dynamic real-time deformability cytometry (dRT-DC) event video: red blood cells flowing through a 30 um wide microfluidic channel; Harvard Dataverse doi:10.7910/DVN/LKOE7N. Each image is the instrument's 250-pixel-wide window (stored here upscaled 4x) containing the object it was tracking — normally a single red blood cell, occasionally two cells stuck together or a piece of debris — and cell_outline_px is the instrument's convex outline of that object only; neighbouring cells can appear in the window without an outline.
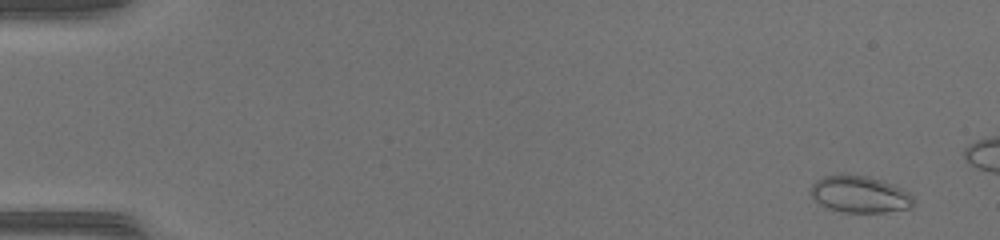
{"species": "common noctule bat (a hibernating species)", "species_latin": "Nyctalus noctula", "temperature_condition": "warm", "stored_images_in_passage": 17, "camera_frame_rate_fps": 3000, "um_per_image_px": 0.085, "animal": {"sex": "female", "body_mass_g": 17.0, "forearm_length_mm": 48.0}, "frame": {"image": 1, "passage_image": 3, "time_ms": 0.667, "image_size_px": [1000, 240], "cell_outline_px": [[912, 208], [884, 212], [844, 212], [828, 208], [820, 204], [808, 192], [812, 184], [816, 180], [824, 176], [868, 176], [904, 188], [912, 196]], "centroid_in_image_um": [73.08, 16.53], "position_along_channel_um": 11.9, "area_um2": 21.73}}